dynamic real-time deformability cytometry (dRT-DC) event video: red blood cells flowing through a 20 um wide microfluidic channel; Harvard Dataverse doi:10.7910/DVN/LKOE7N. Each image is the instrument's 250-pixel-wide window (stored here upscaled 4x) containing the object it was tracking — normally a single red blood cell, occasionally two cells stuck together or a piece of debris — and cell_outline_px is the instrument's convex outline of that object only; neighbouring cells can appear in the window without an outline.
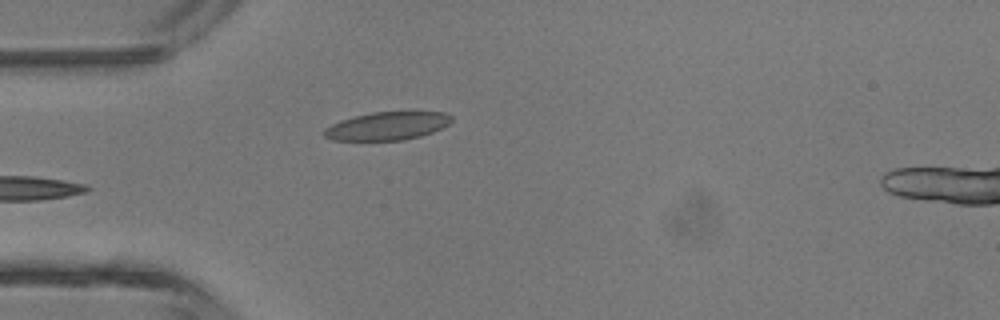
{"species": "common noctule bat (a hibernating species)", "species_latin": "Nyctalus noctula", "temperature_condition": "room temperature", "stored_images_in_passage": 3, "camera_frame_rate_fps": 3000, "um_per_image_px": 0.085, "animal": {"sex": "male", "body_mass_g": 13.3}, "frame": {"image": 1, "passage_image": 3, "time_ms": 2.667, "image_size_px": [1000, 320], "cell_outline_px": [[452, 120], [448, 124], [432, 132], [420, 136], [404, 140], [332, 140], [324, 136], [324, 128], [340, 120], [372, 112], [444, 112], [452, 116]], "centroid_in_image_um": [32.9, 10.71], "position_along_channel_um": 52.1, "area_um2": 20.69}}